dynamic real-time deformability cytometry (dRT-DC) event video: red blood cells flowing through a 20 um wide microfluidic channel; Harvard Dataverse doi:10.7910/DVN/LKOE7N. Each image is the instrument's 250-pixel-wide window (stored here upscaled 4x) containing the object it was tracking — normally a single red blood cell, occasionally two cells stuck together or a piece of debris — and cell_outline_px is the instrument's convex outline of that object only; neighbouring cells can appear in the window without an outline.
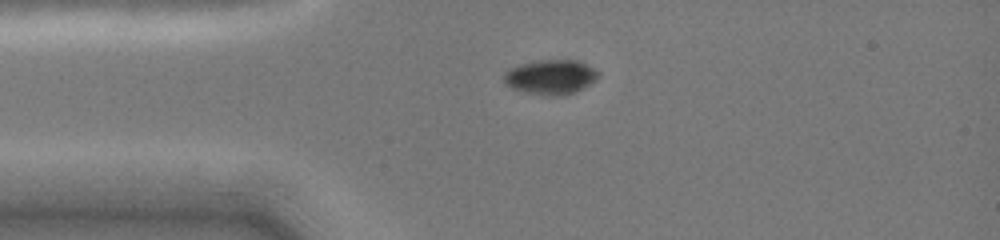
{"species": "common noctule bat (a hibernating species)", "species_latin": "Nyctalus noctula", "temperature_condition": "cold", "stored_images_in_passage": 59, "camera_frame_rate_fps": 3000, "um_per_image_px": 0.085, "animal": {"sex": "female", "body_mass_g": 19.0, "forearm_length_mm": 51.5}, "frame": {"image": 1, "passage_image": 1, "time_ms": 0.0, "image_size_px": [1000, 240], "cell_outline_px": [[600, 72], [596, 80], [584, 88], [576, 92], [564, 96], [544, 96], [524, 92], [512, 88], [504, 84], [504, 72], [508, 68], [520, 64], [540, 60], [576, 60]], "centroid_in_image_um": [46.78, 6.57], "position_along_channel_um": 38.2, "area_um2": 19.31}}
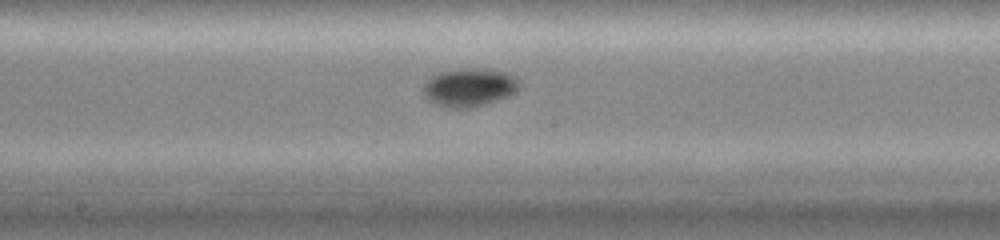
{"frame": {"image": 2, "passage_image": 22, "time_ms": 4.667, "image_size_px": [1000, 240], "cell_outline_px": [[520, 84], [508, 96], [496, 100], [468, 108], [448, 108], [436, 104], [428, 100], [424, 96], [424, 84], [432, 76], [440, 72], [460, 68], [484, 68], [504, 72], [512, 76]], "centroid_in_image_um": [39.83, 7.42], "position_along_channel_um": 208.4, "area_um2": 21.04}}
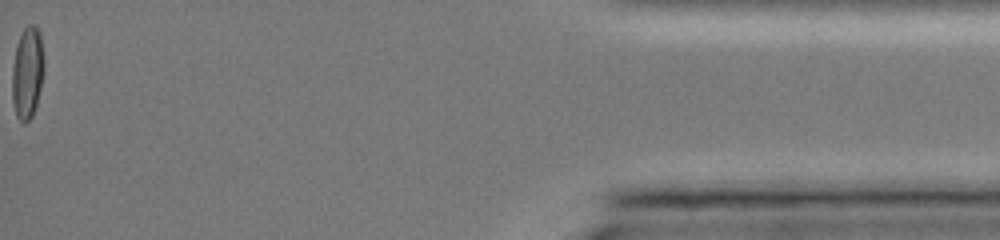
{"frame": {"image": 3, "passage_image": 58, "time_ms": 12.333, "image_size_px": [1000, 240], "cell_outline_px": [[44, 72], [36, 104], [32, 116], [24, 124], [16, 116], [12, 100], [12, 68], [16, 48], [20, 36], [24, 28], [28, 24], [36, 24], [40, 32], [44, 60]], "centroid_in_image_um": [2.33, 6.16], "position_along_channel_um": 432.9, "area_um2": 17.17}, "authors_computed_cell_mechanics": {"area_um2": 18.3804, "velocity_mm_per_s": 4.0549, "shape_relaxation_time_tau1_ms": 1.8227, "shape_relaxation_time_tau2_ms": null, "deformation_change_tau1": 0.0852, "deformation_change_tau2": null}}